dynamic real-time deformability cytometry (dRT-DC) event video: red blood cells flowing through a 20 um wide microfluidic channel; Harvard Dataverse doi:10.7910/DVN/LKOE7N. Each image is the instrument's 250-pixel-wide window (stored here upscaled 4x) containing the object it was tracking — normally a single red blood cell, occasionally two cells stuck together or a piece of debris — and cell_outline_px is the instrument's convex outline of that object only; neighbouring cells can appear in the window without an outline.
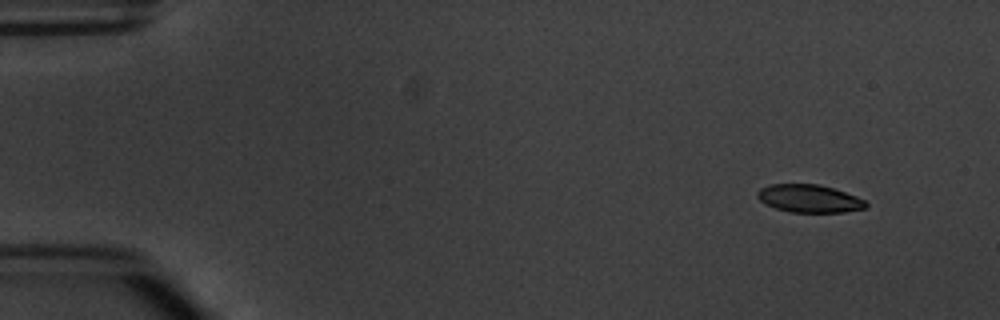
{"species": "common noctule bat (a hibernating species)", "species_latin": "Nyctalus noctula", "temperature_condition": "warm", "stored_images_in_passage": 7, "camera_frame_rate_fps": 3000, "um_per_image_px": 0.085, "animal": {"sex": "male", "body_mass_g": 20.1, "forearm_length_mm": 53.5}, "frame": {"image": 1, "passage_image": 1, "time_ms": 0.0, "image_size_px": [1000, 320], "cell_outline_px": [[868, 208], [844, 212], [788, 212], [764, 204], [756, 196], [756, 192], [760, 188], [768, 184], [820, 184], [856, 196], [864, 200], [868, 204]], "centroid_in_image_um": [68.76, 16.88], "position_along_channel_um": 16.2, "area_um2": 17.74}}
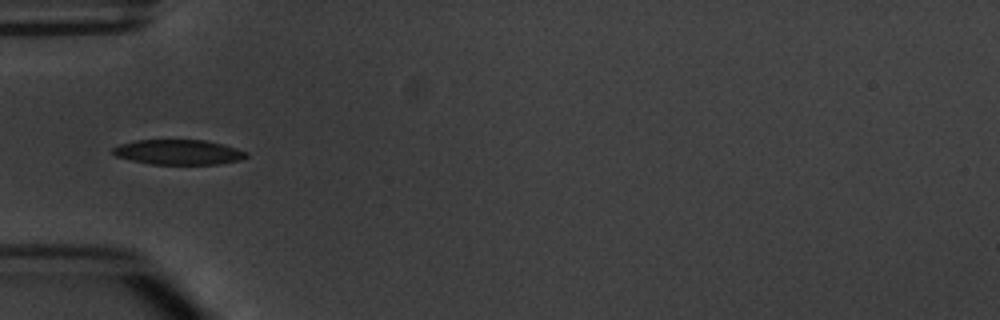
{"frame": {"image": 2, "passage_image": 4, "time_ms": 4.333, "image_size_px": [1000, 320], "cell_outline_px": [[248, 156], [240, 160], [220, 164], [148, 164], [116, 156], [112, 152], [112, 148], [120, 144], [136, 140], [204, 140], [224, 144], [248, 152]], "centroid_in_image_um": [15.19, 12.93], "position_along_channel_um": 69.8, "area_um2": 19.48}}
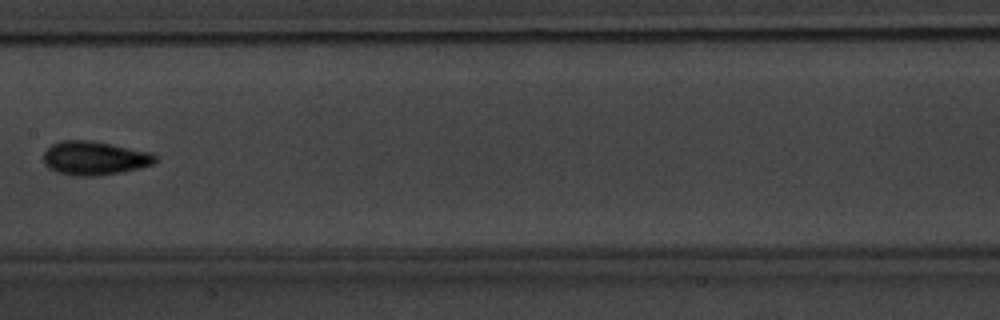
{"frame": {"image": 3, "passage_image": 7, "time_ms": 7.667, "image_size_px": [1000, 320], "cell_outline_px": [[156, 160], [152, 164], [140, 168], [120, 172], [96, 176], [76, 176], [56, 172], [48, 168], [44, 164], [44, 152], [52, 144], [60, 140], [88, 140], [112, 144], [152, 152], [156, 156]], "centroid_in_image_um": [8.02, 13.44], "position_along_channel_um": 199.4, "area_um2": 22.08}}